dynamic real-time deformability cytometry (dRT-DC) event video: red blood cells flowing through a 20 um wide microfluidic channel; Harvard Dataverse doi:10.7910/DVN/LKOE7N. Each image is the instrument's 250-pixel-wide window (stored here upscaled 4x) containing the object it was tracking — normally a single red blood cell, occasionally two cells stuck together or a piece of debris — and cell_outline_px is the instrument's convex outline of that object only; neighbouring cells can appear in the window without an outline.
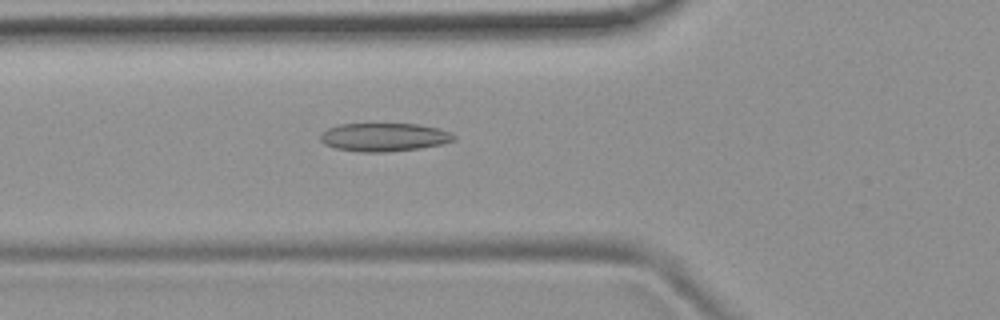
{"species": "common noctule bat (a hibernating species)", "species_latin": "Nyctalus noctula", "temperature_condition": "room temperature", "stored_images_in_passage": 53, "camera_frame_rate_fps": 3000, "um_per_image_px": 0.085, "animal": {"sex": "female", "body_mass_g": 19.9}, "frame": {"image": 1, "passage_image": 19, "time_ms": 6.0, "image_size_px": [1000, 320], "cell_outline_px": [[456, 140], [440, 144], [420, 148], [388, 152], [360, 152], [336, 148], [324, 144], [320, 140], [320, 132], [328, 128], [340, 124], [416, 124], [440, 128], [452, 132], [456, 136]], "centroid_in_image_um": [32.65, 11.65], "position_along_channel_um": 93.1, "area_um2": 22.2}}
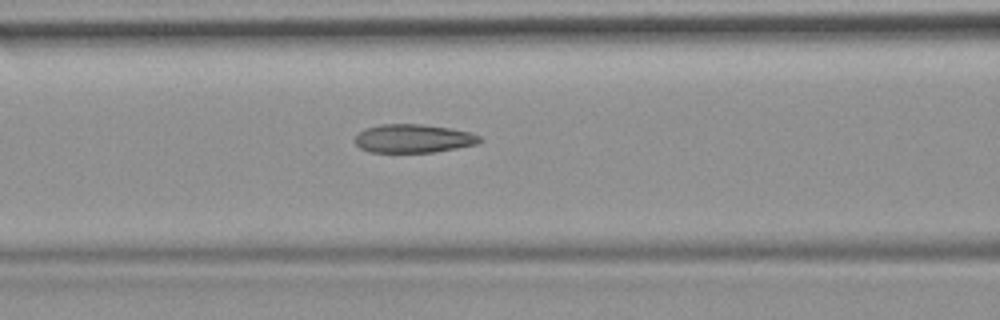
{"frame": {"image": 2, "passage_image": 22, "time_ms": 7.0, "image_size_px": [1000, 320], "cell_outline_px": [[480, 140], [476, 144], [456, 148], [432, 152], [372, 152], [360, 148], [356, 144], [356, 136], [364, 128], [384, 124], [424, 124], [452, 128], [468, 132], [480, 136]], "centroid_in_image_um": [35.12, 11.76], "position_along_channel_um": 131.5, "area_um2": 20.52}}
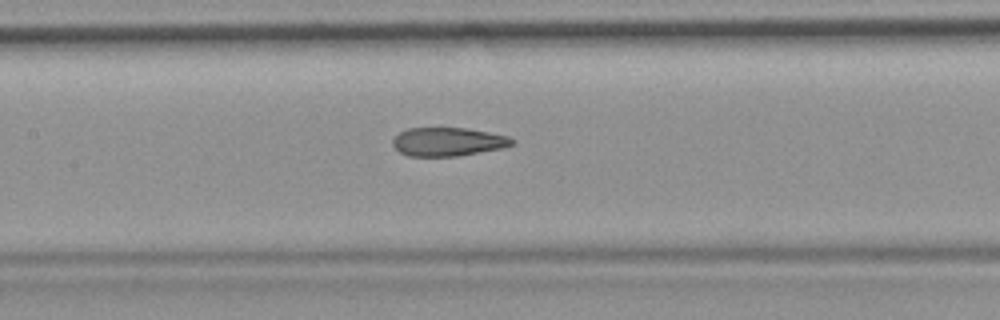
{"frame": {"image": 3, "passage_image": 25, "time_ms": 8.0, "image_size_px": [1000, 320], "cell_outline_px": [[516, 140], [512, 144], [504, 148], [456, 156], [408, 156], [400, 152], [392, 144], [392, 140], [400, 132], [408, 128], [468, 128], [508, 136]], "centroid_in_image_um": [38.09, 12.05], "position_along_channel_um": 169.3, "area_um2": 19.83}, "authors_computed_cell_mechanics": {"area_um2": 21.2704, "velocity_mm_per_s": 3.7918, "shape_relaxation_time_tau1_ms": null, "shape_relaxation_time_tau2_ms": 2.1707, "deformation_change_tau1": null, "deformation_change_tau2": 0.1006}}